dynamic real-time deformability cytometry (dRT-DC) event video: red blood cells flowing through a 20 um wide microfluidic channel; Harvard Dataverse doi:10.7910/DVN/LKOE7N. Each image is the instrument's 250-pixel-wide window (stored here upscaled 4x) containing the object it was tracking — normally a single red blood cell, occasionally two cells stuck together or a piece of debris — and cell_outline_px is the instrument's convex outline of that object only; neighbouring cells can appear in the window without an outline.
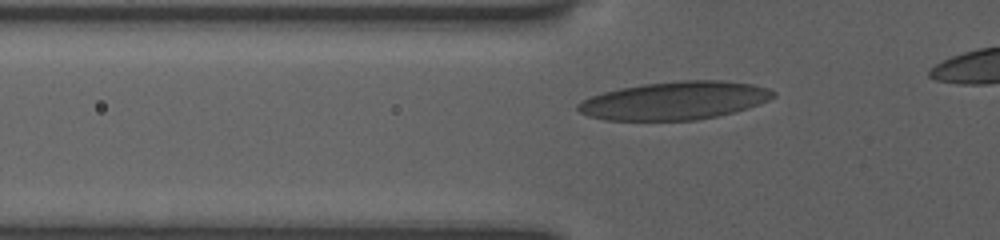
{"species": "human", "species_latin": "Homo sapiens", "temperature_condition": "room temperature", "stored_images_in_passage": 32, "camera_frame_rate_fps": 3000, "um_per_image_px": 0.085, "donor": {"sex": "female"}, "frame": {"image": 1, "passage_image": 3, "time_ms": 0.667, "image_size_px": [1000, 240], "cell_outline_px": [[776, 96], [768, 100], [748, 108], [716, 116], [696, 120], [604, 120], [588, 116], [580, 112], [576, 108], [576, 104], [580, 100], [588, 96], [620, 88], [644, 84], [680, 80], [720, 80], [752, 84], [768, 88], [776, 92]], "centroid_in_image_um": [57.31, 8.55], "position_along_channel_um": 68.5, "area_um2": 43.47}}
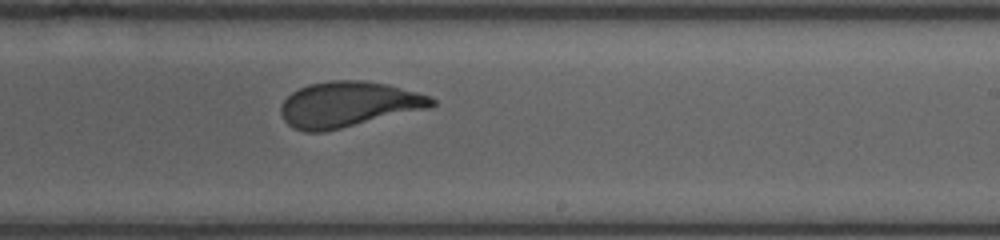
{"frame": {"image": 2, "passage_image": 18, "time_ms": 5.667, "image_size_px": [1000, 240], "cell_outline_px": [[436, 104], [432, 108], [324, 132], [304, 132], [292, 128], [284, 120], [280, 112], [280, 108], [284, 100], [292, 92], [308, 84], [332, 80], [364, 80], [388, 84], [432, 96], [436, 100]], "centroid_in_image_um": [29.65, 8.88], "position_along_channel_um": 259.4, "area_um2": 40.46}}
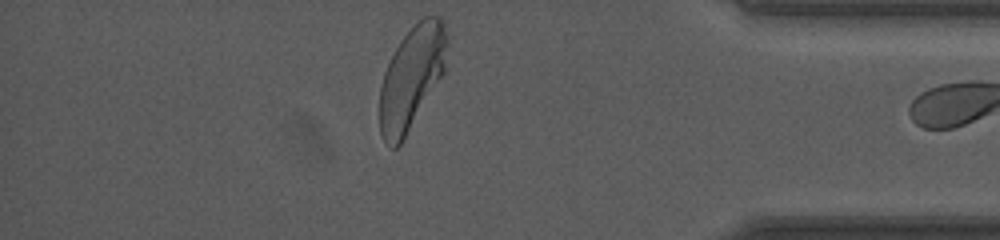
{"frame": {"image": 3, "passage_image": 31, "time_ms": 10.0, "image_size_px": [1000, 240], "cell_outline_px": [[448, 40], [444, 72], [400, 144], [396, 148], [392, 148], [384, 140], [380, 132], [380, 88], [384, 72], [400, 40], [424, 16], [440, 16], [444, 20], [448, 36]], "centroid_in_image_um": [35.0, 6.56], "position_along_channel_um": 400.2, "area_um2": 39.88}}